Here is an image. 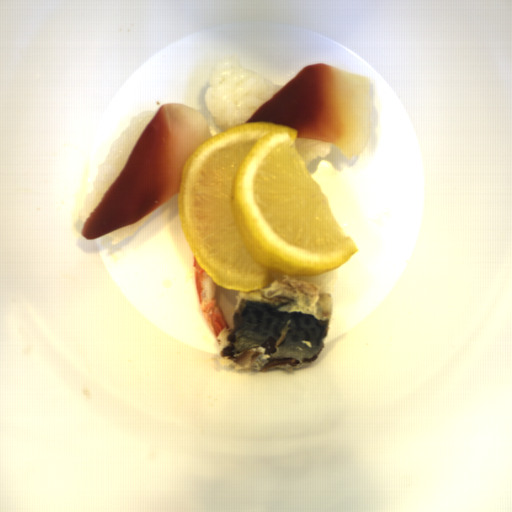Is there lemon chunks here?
Listing matches in <instances>:
<instances>
[{"mask_svg": "<svg viewBox=\"0 0 512 512\" xmlns=\"http://www.w3.org/2000/svg\"><path fill=\"white\" fill-rule=\"evenodd\" d=\"M298 128L249 122L206 140L183 167L177 211L194 260L217 284L253 292L323 275L358 251L296 147Z\"/></svg>", "mask_w": 512, "mask_h": 512, "instance_id": "obj_1", "label": "lemon chunks"}]
</instances>
